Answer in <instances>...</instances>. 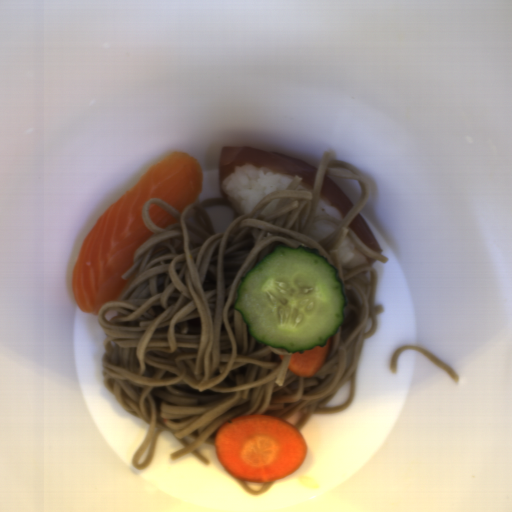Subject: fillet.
Segmentation results:
<instances>
[{
	"label": "fillet",
	"mask_w": 512,
	"mask_h": 512,
	"mask_svg": "<svg viewBox=\"0 0 512 512\" xmlns=\"http://www.w3.org/2000/svg\"><path fill=\"white\" fill-rule=\"evenodd\" d=\"M349 226L360 242L382 255L383 251L363 216L358 213Z\"/></svg>",
	"instance_id": "4"
},
{
	"label": "fillet",
	"mask_w": 512,
	"mask_h": 512,
	"mask_svg": "<svg viewBox=\"0 0 512 512\" xmlns=\"http://www.w3.org/2000/svg\"><path fill=\"white\" fill-rule=\"evenodd\" d=\"M148 217L153 225L157 228H166L167 226L177 222L173 214L157 204L149 203Z\"/></svg>",
	"instance_id": "5"
},
{
	"label": "fillet",
	"mask_w": 512,
	"mask_h": 512,
	"mask_svg": "<svg viewBox=\"0 0 512 512\" xmlns=\"http://www.w3.org/2000/svg\"><path fill=\"white\" fill-rule=\"evenodd\" d=\"M250 163L259 168H269L282 174L302 177L301 182L312 190L315 186L319 168L298 158L257 149L248 146H224L218 160V190L220 197L228 198L221 185L232 175L236 168ZM229 199V198H228Z\"/></svg>",
	"instance_id": "2"
},
{
	"label": "fillet",
	"mask_w": 512,
	"mask_h": 512,
	"mask_svg": "<svg viewBox=\"0 0 512 512\" xmlns=\"http://www.w3.org/2000/svg\"><path fill=\"white\" fill-rule=\"evenodd\" d=\"M364 255H365V254H364ZM365 257H366V260H367L368 266H372V265L374 264V262L377 260V259H374V258H372V257H370V256H367V255H365Z\"/></svg>",
	"instance_id": "6"
},
{
	"label": "fillet",
	"mask_w": 512,
	"mask_h": 512,
	"mask_svg": "<svg viewBox=\"0 0 512 512\" xmlns=\"http://www.w3.org/2000/svg\"><path fill=\"white\" fill-rule=\"evenodd\" d=\"M319 196L333 205L339 211L343 219L353 207L350 200L325 174L323 175Z\"/></svg>",
	"instance_id": "3"
},
{
	"label": "fillet",
	"mask_w": 512,
	"mask_h": 512,
	"mask_svg": "<svg viewBox=\"0 0 512 512\" xmlns=\"http://www.w3.org/2000/svg\"><path fill=\"white\" fill-rule=\"evenodd\" d=\"M202 185V168L189 152L176 151L149 166L82 240L70 278L78 309L98 317L127 287L123 273L134 265L137 248L156 235L143 221L147 200L158 199L181 214L200 195Z\"/></svg>",
	"instance_id": "1"
}]
</instances>
